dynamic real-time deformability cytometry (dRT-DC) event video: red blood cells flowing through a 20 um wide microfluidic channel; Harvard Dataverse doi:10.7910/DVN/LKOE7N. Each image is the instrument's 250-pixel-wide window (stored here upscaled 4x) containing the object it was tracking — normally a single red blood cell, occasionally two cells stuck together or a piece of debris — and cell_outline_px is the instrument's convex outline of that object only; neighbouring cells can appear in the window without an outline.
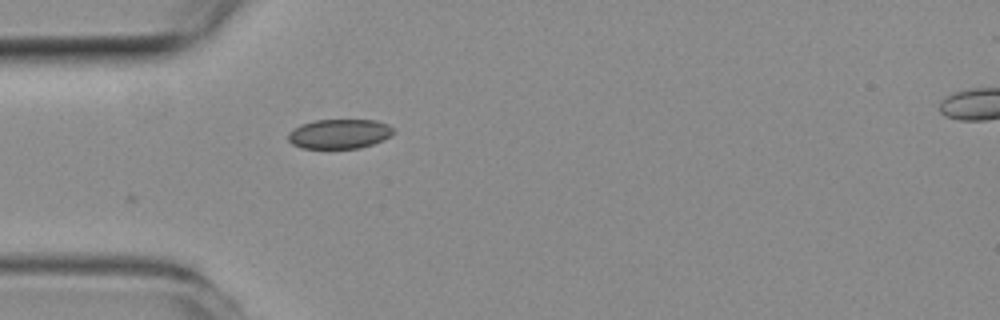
{"species": "common noctule bat (a hibernating species)", "species_latin": "Nyctalus noctula", "temperature_condition": "room temperature", "stored_images_in_passage": 8, "camera_frame_rate_fps": 3000, "um_per_image_px": 0.085, "animal": {"sex": "female", "body_mass_g": 19.3, "forearm_length_mm": 54.1}, "frame": {"image": 1, "passage_image": 1, "time_ms": 0.0, "image_size_px": [1000, 320], "cell_outline_px": [[392, 132], [388, 136], [372, 144], [360, 148], [300, 148], [292, 144], [288, 140], [288, 136], [300, 124], [316, 120], [376, 120], [388, 124], [392, 128]], "centroid_in_image_um": [28.82, 11.38], "position_along_channel_um": 56.2, "area_um2": 17.8}}
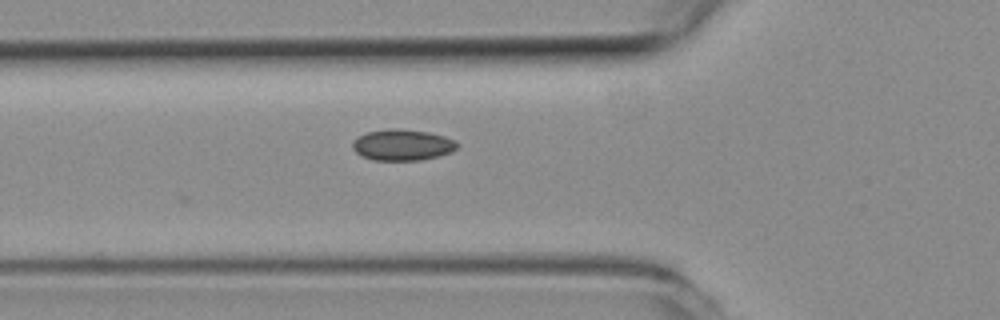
{"frame": {"image": 2, "passage_image": 4, "time_ms": 1.0, "image_size_px": [1000, 320], "cell_outline_px": [[460, 144], [452, 152], [440, 156], [420, 160], [372, 160], [360, 156], [352, 148], [352, 140], [368, 132], [388, 128], [400, 128], [428, 132], [444, 136]], "centroid_in_image_um": [34.19, 12.32], "position_along_channel_um": 91.6, "area_um2": 19.13}}
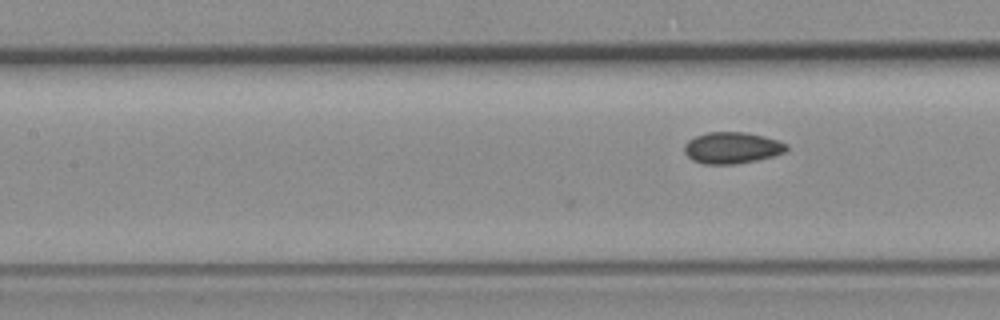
{"frame": {"image": 3, "passage_image": 8, "time_ms": 2.333, "image_size_px": [1000, 320], "cell_outline_px": [[788, 148], [784, 152], [772, 156], [756, 160], [736, 164], [704, 164], [692, 160], [684, 152], [684, 144], [688, 140], [696, 136], [708, 132], [744, 132], [764, 136], [780, 140], [788, 144]], "centroid_in_image_um": [62.22, 12.56], "position_along_channel_um": 145.2, "area_um2": 18.79}}